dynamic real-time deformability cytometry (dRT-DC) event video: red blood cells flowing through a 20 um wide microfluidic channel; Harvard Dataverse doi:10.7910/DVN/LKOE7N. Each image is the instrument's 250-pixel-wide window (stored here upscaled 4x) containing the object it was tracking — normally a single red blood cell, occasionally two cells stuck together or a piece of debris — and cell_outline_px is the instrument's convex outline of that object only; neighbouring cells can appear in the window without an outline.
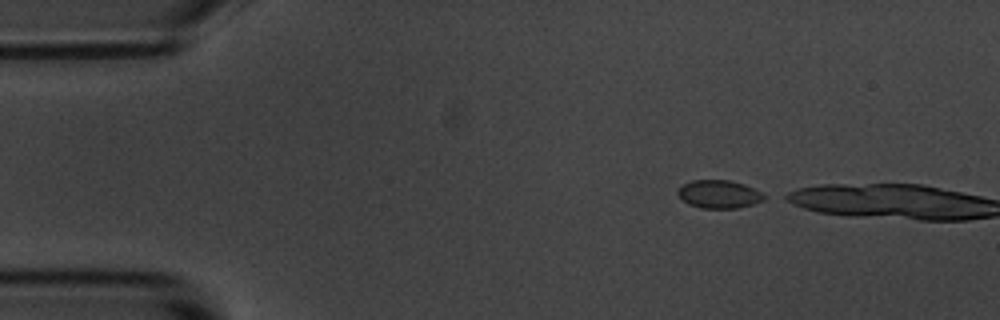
{"species": "common noctule bat (a hibernating species)", "species_latin": "Nyctalus noctula", "temperature_condition": "room temperature", "stored_images_in_passage": 3, "camera_frame_rate_fps": 3000, "um_per_image_px": 0.085, "animal": {"sex": "male", "body_mass_g": 20.1, "forearm_length_mm": 53.5}, "frame": {"image": 1, "passage_image": 2, "time_ms": 0.333, "image_size_px": [1000, 320], "cell_outline_px": [[768, 196], [764, 200], [752, 204], [736, 208], [700, 208], [688, 204], [680, 200], [676, 192], [684, 184], [692, 180], [728, 180], [744, 184]], "centroid_in_image_um": [61.09, 16.51], "position_along_channel_um": 23.9, "area_um2": 14.16}}